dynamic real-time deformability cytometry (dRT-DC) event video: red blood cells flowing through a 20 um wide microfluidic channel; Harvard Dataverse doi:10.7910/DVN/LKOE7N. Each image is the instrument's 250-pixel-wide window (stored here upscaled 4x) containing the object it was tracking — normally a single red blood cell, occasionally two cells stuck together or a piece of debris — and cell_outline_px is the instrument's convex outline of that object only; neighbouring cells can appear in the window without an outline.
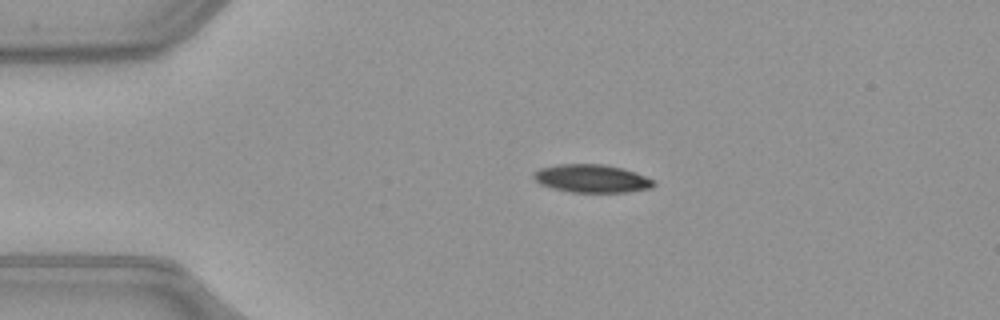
{"species": "common noctule bat (a hibernating species)", "species_latin": "Nyctalus noctula", "temperature_condition": "warm", "stored_images_in_passage": 50, "camera_frame_rate_fps": 3000, "um_per_image_px": 0.085, "animal": {"sex": "female", "body_mass_g": 21.9}, "frame": {"image": 1, "passage_image": 10, "time_ms": 3.0, "image_size_px": [1000, 320], "cell_outline_px": [[656, 184], [652, 188], [628, 192], [572, 192], [552, 188], [540, 184], [532, 176], [532, 172], [540, 168], [556, 164], [604, 164], [636, 172], [652, 180]], "centroid_in_image_um": [50.27, 15.17], "position_along_channel_um": 34.7, "area_um2": 19.65}}
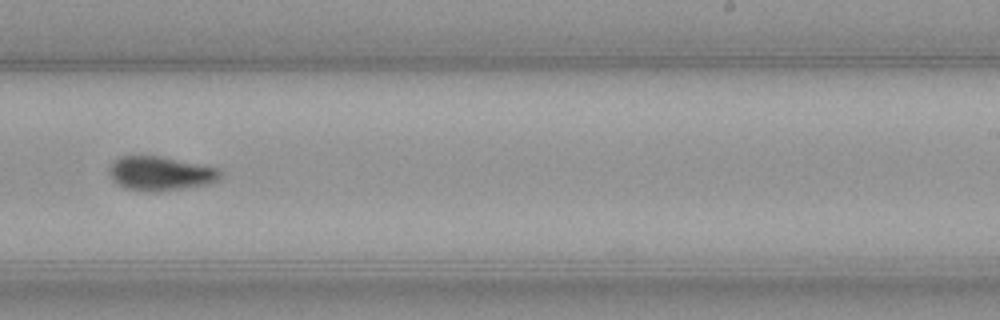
{"frame": {"image": 2, "passage_image": 31, "time_ms": 10.0, "image_size_px": [1000, 320], "cell_outline_px": [[220, 180], [212, 184], [160, 192], [152, 192], [124, 188], [116, 184], [112, 180], [108, 172], [108, 168], [112, 160], [120, 156], [160, 156], [220, 168]], "centroid_in_image_um": [13.62, 14.76], "position_along_channel_um": 275.4, "area_um2": 22.6}}
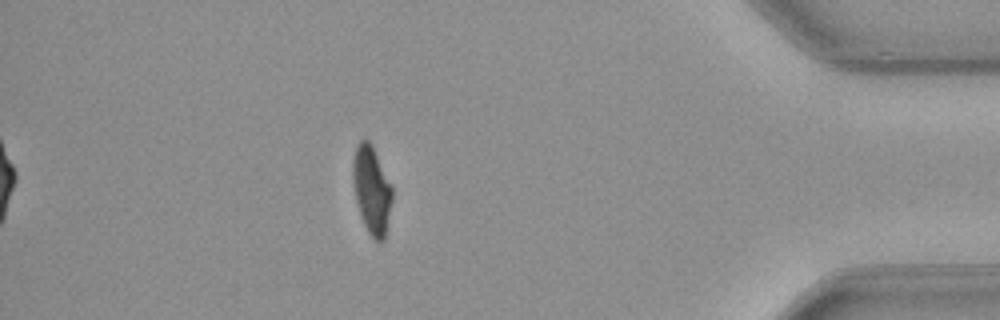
{"frame": {"image": 3, "passage_image": 44, "time_ms": 14.333, "image_size_px": [1000, 320], "cell_outline_px": [[392, 200], [384, 240], [376, 240], [368, 232], [364, 224], [356, 200], [352, 180], [352, 164], [356, 144], [360, 140], [368, 140], [372, 144], [392, 188]], "centroid_in_image_um": [31.57, 16.1], "position_along_channel_um": 403.6, "area_um2": 19.83}, "authors_computed_cell_mechanics": {"area_um2": 20.8658, "velocity_mm_per_s": 4.0389, "shape_relaxation_time_tau1_ms": 3.5255, "shape_relaxation_time_tau2_ms": 5.0214, "deformation_change_tau1": 0.1733, "deformation_change_tau2": 0.0975}}